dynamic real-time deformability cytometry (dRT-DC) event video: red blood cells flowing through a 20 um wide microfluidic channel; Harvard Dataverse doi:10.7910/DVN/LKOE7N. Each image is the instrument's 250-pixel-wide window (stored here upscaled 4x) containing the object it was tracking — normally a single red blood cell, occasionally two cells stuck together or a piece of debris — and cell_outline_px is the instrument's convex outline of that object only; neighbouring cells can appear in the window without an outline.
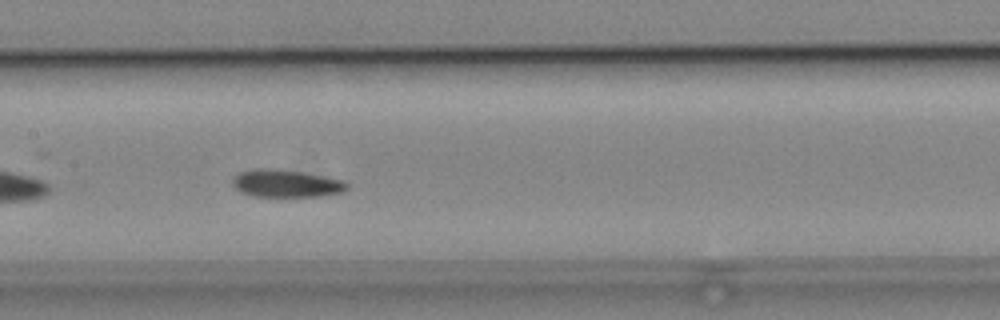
{"species": "common noctule bat (a hibernating species)", "species_latin": "Nyctalus noctula", "temperature_condition": "cold", "stored_images_in_passage": 39, "camera_frame_rate_fps": 3000, "um_per_image_px": 0.085, "animal": {"sex": "male", "body_mass_g": 19.2, "forearm_length_mm": 51.8}, "frame": {"image": 1, "passage_image": 12, "time_ms": 3.667, "image_size_px": [1000, 320], "cell_outline_px": [[348, 188], [340, 192], [320, 196], [252, 196], [240, 192], [232, 184], [232, 176], [240, 172], [256, 168], [276, 168], [304, 172], [344, 180], [348, 184]], "centroid_in_image_um": [24.28, 15.58], "position_along_channel_um": 183.1, "area_um2": 18.5}, "authors_computed_cell_mechanics": {"area_um2": 18.1492, "velocity_mm_per_s": 3.7793, "shape_relaxation_time_tau1_ms": 6.5554, "shape_relaxation_time_tau2_ms": null, "deformation_change_tau1": 0.1404, "deformation_change_tau2": null}}